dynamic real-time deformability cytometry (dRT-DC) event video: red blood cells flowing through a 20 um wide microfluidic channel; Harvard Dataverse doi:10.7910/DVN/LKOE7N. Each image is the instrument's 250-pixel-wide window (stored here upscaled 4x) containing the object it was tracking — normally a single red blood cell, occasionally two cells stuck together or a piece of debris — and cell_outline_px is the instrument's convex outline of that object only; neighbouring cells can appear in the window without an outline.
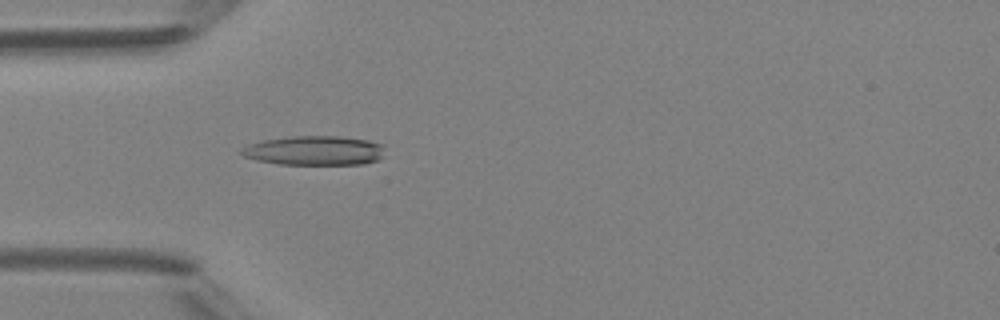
{"species": "Egyptian fruit bat (a non-hibernating species)", "species_latin": "Rousettus aegyptiacus", "temperature_condition": "room temperature", "stored_images_in_passage": 5, "camera_frame_rate_fps": 3000, "um_per_image_px": 0.085, "animal": {"sex": "female"}, "frame": {"image": 1, "passage_image": 5, "time_ms": 4.333, "image_size_px": [1000, 320], "cell_outline_px": [[384, 156], [380, 160], [364, 164], [280, 164], [256, 160], [244, 156], [240, 152], [248, 144], [264, 140], [292, 136], [340, 136], [368, 140], [384, 144]], "centroid_in_image_um": [26.8, 12.8], "position_along_channel_um": 58.2, "area_um2": 24.68}}